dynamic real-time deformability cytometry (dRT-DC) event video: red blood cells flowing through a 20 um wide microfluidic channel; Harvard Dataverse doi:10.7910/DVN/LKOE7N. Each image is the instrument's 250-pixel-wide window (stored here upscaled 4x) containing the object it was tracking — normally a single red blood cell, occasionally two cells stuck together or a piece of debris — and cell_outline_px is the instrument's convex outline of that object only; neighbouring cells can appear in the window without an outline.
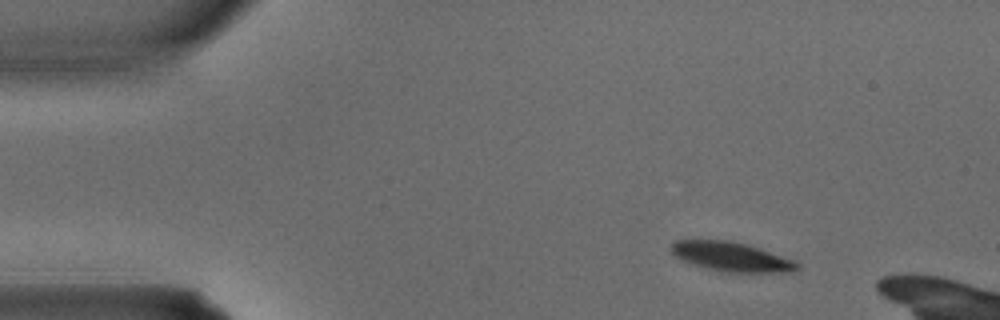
{"species": "common noctule bat (a hibernating species)", "species_latin": "Nyctalus noctula", "temperature_condition": "warm", "stored_images_in_passage": 2, "camera_frame_rate_fps": 3000, "um_per_image_px": 0.085, "animal": {"sex": "male", "body_mass_g": 15.6}, "frame": {"image": 1, "passage_image": 1, "time_ms": 0.0, "image_size_px": [1000, 320], "cell_outline_px": [[800, 268], [792, 272], [728, 272], [692, 264], [676, 256], [668, 248], [676, 240], [732, 240], [760, 248], [792, 260], [800, 264]], "centroid_in_image_um": [62.17, 21.81], "position_along_channel_um": 22.8, "area_um2": 21.27}}